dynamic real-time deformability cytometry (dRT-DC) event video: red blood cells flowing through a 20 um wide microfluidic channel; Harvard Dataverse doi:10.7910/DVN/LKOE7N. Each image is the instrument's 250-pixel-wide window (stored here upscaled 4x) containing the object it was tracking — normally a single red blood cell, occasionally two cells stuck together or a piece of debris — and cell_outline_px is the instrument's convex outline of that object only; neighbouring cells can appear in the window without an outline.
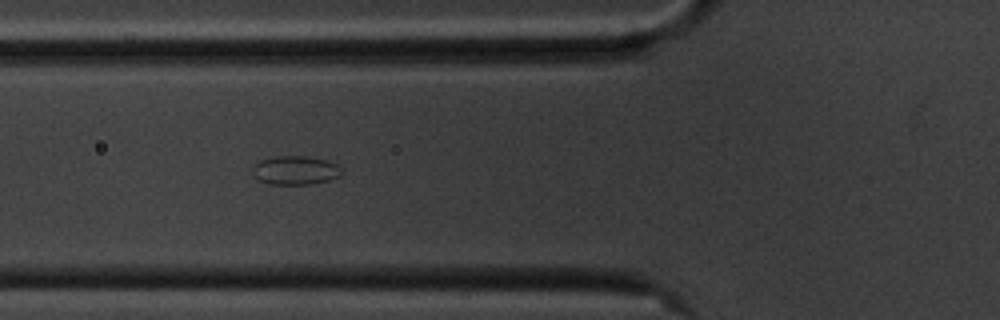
{"species": "common noctule bat (a hibernating species)", "species_latin": "Nyctalus noctula", "temperature_condition": "cold", "stored_images_in_passage": 34, "camera_frame_rate_fps": 3000, "um_per_image_px": 0.085, "animal": {"sex": "male", "body_mass_g": 20.1, "forearm_length_mm": 53.5}, "frame": {"image": 1, "passage_image": 8, "time_ms": 2.333, "image_size_px": [1000, 320], "cell_outline_px": [[340, 176], [328, 180], [312, 184], [268, 184], [260, 180], [252, 172], [252, 168], [260, 160], [276, 156], [304, 156], [328, 160], [336, 164], [340, 168]], "centroid_in_image_um": [25.1, 14.47], "position_along_channel_um": 100.7, "area_um2": 14.8}}
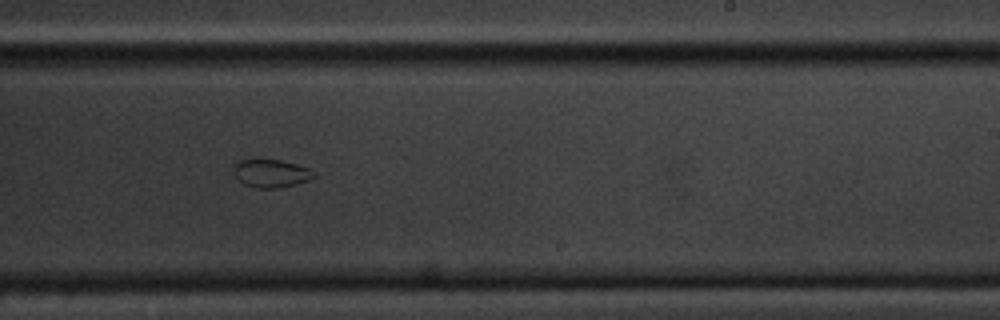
{"frame": {"image": 2, "passage_image": 22, "time_ms": 7.0, "image_size_px": [1000, 320], "cell_outline_px": [[316, 176], [308, 180], [296, 184], [276, 188], [256, 188], [244, 184], [232, 172], [236, 164], [240, 160], [280, 160], [296, 164], [308, 168]], "centroid_in_image_um": [23.03, 14.74], "position_along_channel_um": 266.0, "area_um2": 12.83}}
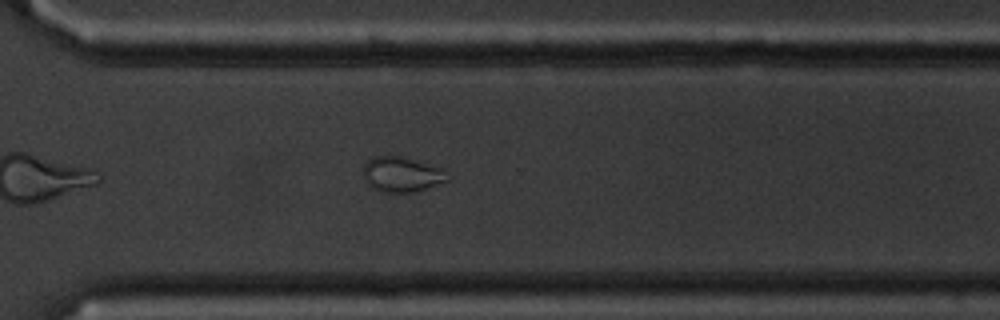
{"frame": {"image": 3, "passage_image": 28, "time_ms": 9.0, "image_size_px": [1000, 320], "cell_outline_px": [[452, 180], [412, 192], [380, 192], [372, 188], [364, 180], [364, 164], [368, 160], [376, 156], [400, 156], [440, 168]], "centroid_in_image_um": [34.12, 14.84], "position_along_channel_um": 336.5, "area_um2": 16.99}, "authors_computed_cell_mechanics": {"area_um2": 14.6523, "velocity_mm_per_s": 3.5391, "shape_relaxation_time_tau1_ms": null, "shape_relaxation_time_tau2_ms": 3.8823, "deformation_change_tau1": null, "deformation_change_tau2": 0.0705}}